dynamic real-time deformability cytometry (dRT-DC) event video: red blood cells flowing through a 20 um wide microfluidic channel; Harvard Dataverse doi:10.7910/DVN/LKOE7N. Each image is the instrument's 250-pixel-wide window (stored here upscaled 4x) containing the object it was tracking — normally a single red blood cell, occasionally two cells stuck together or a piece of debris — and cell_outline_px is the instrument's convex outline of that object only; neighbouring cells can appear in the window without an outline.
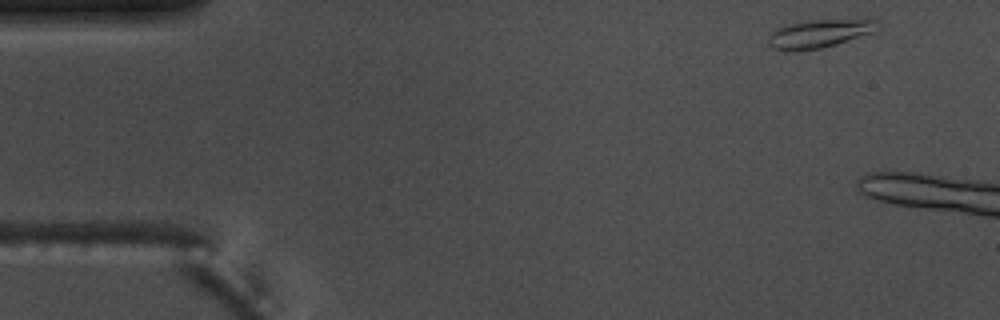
{"species": "common noctule bat (a hibernating species)", "species_latin": "Nyctalus noctula", "temperature_condition": "warm", "stored_images_in_passage": 3, "camera_frame_rate_fps": 3000, "um_per_image_px": 0.085, "animal": {"sex": "male", "body_mass_g": 17.5, "forearm_length_mm": 52.3}, "frame": {"image": 1, "passage_image": 1, "time_ms": 0.0, "image_size_px": [1000, 320], "cell_outline_px": [[884, 24], [880, 28], [872, 32], [836, 44], [820, 48], [792, 52], [784, 52], [772, 48], [768, 44], [768, 36], [776, 28], [784, 24], [808, 20], [868, 16]], "centroid_in_image_um": [69.72, 2.8], "position_along_channel_um": 15.3, "area_um2": 19.19}}